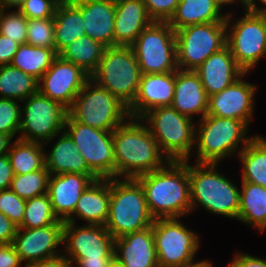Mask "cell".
<instances>
[{"instance_id": "6da1fadb", "label": "cell", "mask_w": 266, "mask_h": 267, "mask_svg": "<svg viewBox=\"0 0 266 267\" xmlns=\"http://www.w3.org/2000/svg\"><path fill=\"white\" fill-rule=\"evenodd\" d=\"M142 186L151 216L184 218L191 214L188 160L169 161L163 168L135 178Z\"/></svg>"}, {"instance_id": "7a4b0ae2", "label": "cell", "mask_w": 266, "mask_h": 267, "mask_svg": "<svg viewBox=\"0 0 266 267\" xmlns=\"http://www.w3.org/2000/svg\"><path fill=\"white\" fill-rule=\"evenodd\" d=\"M112 136L115 178H136L169 162L140 118L128 117L112 131Z\"/></svg>"}, {"instance_id": "3957f363", "label": "cell", "mask_w": 266, "mask_h": 267, "mask_svg": "<svg viewBox=\"0 0 266 267\" xmlns=\"http://www.w3.org/2000/svg\"><path fill=\"white\" fill-rule=\"evenodd\" d=\"M191 213L201 207L206 212L237 220L240 210V187L222 170L220 163H189ZM225 175V176H224Z\"/></svg>"}, {"instance_id": "277c9868", "label": "cell", "mask_w": 266, "mask_h": 267, "mask_svg": "<svg viewBox=\"0 0 266 267\" xmlns=\"http://www.w3.org/2000/svg\"><path fill=\"white\" fill-rule=\"evenodd\" d=\"M249 128L241 120L205 115L196 121L193 161L221 163L226 158L235 159L255 136L247 135Z\"/></svg>"}, {"instance_id": "5b68a950", "label": "cell", "mask_w": 266, "mask_h": 267, "mask_svg": "<svg viewBox=\"0 0 266 267\" xmlns=\"http://www.w3.org/2000/svg\"><path fill=\"white\" fill-rule=\"evenodd\" d=\"M154 220L135 178H110L109 215L104 226L114 239L151 227Z\"/></svg>"}, {"instance_id": "8992f818", "label": "cell", "mask_w": 266, "mask_h": 267, "mask_svg": "<svg viewBox=\"0 0 266 267\" xmlns=\"http://www.w3.org/2000/svg\"><path fill=\"white\" fill-rule=\"evenodd\" d=\"M140 119L169 161L191 160L195 146V119L179 113L172 106L152 109Z\"/></svg>"}, {"instance_id": "52a82bcc", "label": "cell", "mask_w": 266, "mask_h": 267, "mask_svg": "<svg viewBox=\"0 0 266 267\" xmlns=\"http://www.w3.org/2000/svg\"><path fill=\"white\" fill-rule=\"evenodd\" d=\"M229 10L226 16V45L237 65L245 73L252 74L260 60L266 58V15L243 8V16L241 14L238 19L234 17L237 14Z\"/></svg>"}, {"instance_id": "ba28073f", "label": "cell", "mask_w": 266, "mask_h": 267, "mask_svg": "<svg viewBox=\"0 0 266 267\" xmlns=\"http://www.w3.org/2000/svg\"><path fill=\"white\" fill-rule=\"evenodd\" d=\"M141 71L130 46L105 48L91 79L108 90L127 108L133 103L141 79Z\"/></svg>"}, {"instance_id": "9c48e42d", "label": "cell", "mask_w": 266, "mask_h": 267, "mask_svg": "<svg viewBox=\"0 0 266 267\" xmlns=\"http://www.w3.org/2000/svg\"><path fill=\"white\" fill-rule=\"evenodd\" d=\"M68 114L95 129L113 131L128 117L127 107L91 78L75 97Z\"/></svg>"}, {"instance_id": "30bf717a", "label": "cell", "mask_w": 266, "mask_h": 267, "mask_svg": "<svg viewBox=\"0 0 266 267\" xmlns=\"http://www.w3.org/2000/svg\"><path fill=\"white\" fill-rule=\"evenodd\" d=\"M181 218H159L153 223L158 267H182L195 262L201 248L200 235Z\"/></svg>"}, {"instance_id": "8fae6325", "label": "cell", "mask_w": 266, "mask_h": 267, "mask_svg": "<svg viewBox=\"0 0 266 267\" xmlns=\"http://www.w3.org/2000/svg\"><path fill=\"white\" fill-rule=\"evenodd\" d=\"M142 74H159L178 70L175 30L168 22L154 21L130 46Z\"/></svg>"}, {"instance_id": "7c38bea8", "label": "cell", "mask_w": 266, "mask_h": 267, "mask_svg": "<svg viewBox=\"0 0 266 267\" xmlns=\"http://www.w3.org/2000/svg\"><path fill=\"white\" fill-rule=\"evenodd\" d=\"M178 69L195 71L227 44L226 22L185 26L175 31Z\"/></svg>"}, {"instance_id": "4fadbf2b", "label": "cell", "mask_w": 266, "mask_h": 267, "mask_svg": "<svg viewBox=\"0 0 266 267\" xmlns=\"http://www.w3.org/2000/svg\"><path fill=\"white\" fill-rule=\"evenodd\" d=\"M68 109L39 91L21 101L20 131L16 140L44 144L64 131Z\"/></svg>"}, {"instance_id": "5bb4252c", "label": "cell", "mask_w": 266, "mask_h": 267, "mask_svg": "<svg viewBox=\"0 0 266 267\" xmlns=\"http://www.w3.org/2000/svg\"><path fill=\"white\" fill-rule=\"evenodd\" d=\"M64 131L70 136L88 167L99 178H115L112 131L95 129L66 117Z\"/></svg>"}, {"instance_id": "9a60e30c", "label": "cell", "mask_w": 266, "mask_h": 267, "mask_svg": "<svg viewBox=\"0 0 266 267\" xmlns=\"http://www.w3.org/2000/svg\"><path fill=\"white\" fill-rule=\"evenodd\" d=\"M62 246L65 257L114 258L115 239L105 226L64 222Z\"/></svg>"}, {"instance_id": "2e32d148", "label": "cell", "mask_w": 266, "mask_h": 267, "mask_svg": "<svg viewBox=\"0 0 266 267\" xmlns=\"http://www.w3.org/2000/svg\"><path fill=\"white\" fill-rule=\"evenodd\" d=\"M90 78L81 67L58 56L38 80V91L69 109Z\"/></svg>"}, {"instance_id": "e0dca14e", "label": "cell", "mask_w": 266, "mask_h": 267, "mask_svg": "<svg viewBox=\"0 0 266 267\" xmlns=\"http://www.w3.org/2000/svg\"><path fill=\"white\" fill-rule=\"evenodd\" d=\"M63 239L64 222L59 220L54 225L40 228H18L12 244L21 262L26 261V266L62 255Z\"/></svg>"}, {"instance_id": "ac0fdd59", "label": "cell", "mask_w": 266, "mask_h": 267, "mask_svg": "<svg viewBox=\"0 0 266 267\" xmlns=\"http://www.w3.org/2000/svg\"><path fill=\"white\" fill-rule=\"evenodd\" d=\"M247 74L244 73L223 91L209 96L207 115L241 120L250 126L256 109L258 86L244 79Z\"/></svg>"}, {"instance_id": "d6986e66", "label": "cell", "mask_w": 266, "mask_h": 267, "mask_svg": "<svg viewBox=\"0 0 266 267\" xmlns=\"http://www.w3.org/2000/svg\"><path fill=\"white\" fill-rule=\"evenodd\" d=\"M99 177L96 174L62 173L50 175L48 180V195L56 217L68 222L81 193L88 185Z\"/></svg>"}, {"instance_id": "ffe728a7", "label": "cell", "mask_w": 266, "mask_h": 267, "mask_svg": "<svg viewBox=\"0 0 266 267\" xmlns=\"http://www.w3.org/2000/svg\"><path fill=\"white\" fill-rule=\"evenodd\" d=\"M175 91V72L142 74L138 92L127 108L129 117L141 118L158 107L171 106Z\"/></svg>"}, {"instance_id": "44dd1931", "label": "cell", "mask_w": 266, "mask_h": 267, "mask_svg": "<svg viewBox=\"0 0 266 267\" xmlns=\"http://www.w3.org/2000/svg\"><path fill=\"white\" fill-rule=\"evenodd\" d=\"M83 16L88 37L114 47L115 0H70Z\"/></svg>"}, {"instance_id": "7402d4cb", "label": "cell", "mask_w": 266, "mask_h": 267, "mask_svg": "<svg viewBox=\"0 0 266 267\" xmlns=\"http://www.w3.org/2000/svg\"><path fill=\"white\" fill-rule=\"evenodd\" d=\"M114 257L123 267H158L153 225L115 238Z\"/></svg>"}, {"instance_id": "603a6c76", "label": "cell", "mask_w": 266, "mask_h": 267, "mask_svg": "<svg viewBox=\"0 0 266 267\" xmlns=\"http://www.w3.org/2000/svg\"><path fill=\"white\" fill-rule=\"evenodd\" d=\"M195 72L208 96L223 91L245 73L237 65L227 45L213 53Z\"/></svg>"}, {"instance_id": "cb8c5ba5", "label": "cell", "mask_w": 266, "mask_h": 267, "mask_svg": "<svg viewBox=\"0 0 266 267\" xmlns=\"http://www.w3.org/2000/svg\"><path fill=\"white\" fill-rule=\"evenodd\" d=\"M209 96L195 71H175V91L172 107L190 118L198 120L207 115Z\"/></svg>"}, {"instance_id": "d4e9b609", "label": "cell", "mask_w": 266, "mask_h": 267, "mask_svg": "<svg viewBox=\"0 0 266 267\" xmlns=\"http://www.w3.org/2000/svg\"><path fill=\"white\" fill-rule=\"evenodd\" d=\"M153 22L143 0H115L114 47L131 46Z\"/></svg>"}, {"instance_id": "484cf974", "label": "cell", "mask_w": 266, "mask_h": 267, "mask_svg": "<svg viewBox=\"0 0 266 267\" xmlns=\"http://www.w3.org/2000/svg\"><path fill=\"white\" fill-rule=\"evenodd\" d=\"M109 206L110 178H98L81 193L73 217L68 222L77 223L78 219H82L88 225L104 226L108 219Z\"/></svg>"}, {"instance_id": "4316f807", "label": "cell", "mask_w": 266, "mask_h": 267, "mask_svg": "<svg viewBox=\"0 0 266 267\" xmlns=\"http://www.w3.org/2000/svg\"><path fill=\"white\" fill-rule=\"evenodd\" d=\"M55 139L58 140L53 144L52 141L54 142ZM51 143L53 146L49 149L50 151L45 150V167L50 175L62 173L95 174L88 167L84 157L65 131L60 132V135L57 134L43 145L47 147Z\"/></svg>"}, {"instance_id": "83f0119b", "label": "cell", "mask_w": 266, "mask_h": 267, "mask_svg": "<svg viewBox=\"0 0 266 267\" xmlns=\"http://www.w3.org/2000/svg\"><path fill=\"white\" fill-rule=\"evenodd\" d=\"M223 8L218 0H180L168 23L176 31L189 25L226 22Z\"/></svg>"}, {"instance_id": "f1b7e54d", "label": "cell", "mask_w": 266, "mask_h": 267, "mask_svg": "<svg viewBox=\"0 0 266 267\" xmlns=\"http://www.w3.org/2000/svg\"><path fill=\"white\" fill-rule=\"evenodd\" d=\"M240 210L237 221L258 232L266 231V188L251 182H240Z\"/></svg>"}, {"instance_id": "f546056e", "label": "cell", "mask_w": 266, "mask_h": 267, "mask_svg": "<svg viewBox=\"0 0 266 267\" xmlns=\"http://www.w3.org/2000/svg\"><path fill=\"white\" fill-rule=\"evenodd\" d=\"M54 44L59 53L73 41L86 35L81 11L70 1L61 0L54 14Z\"/></svg>"}, {"instance_id": "4dcf8cb0", "label": "cell", "mask_w": 266, "mask_h": 267, "mask_svg": "<svg viewBox=\"0 0 266 267\" xmlns=\"http://www.w3.org/2000/svg\"><path fill=\"white\" fill-rule=\"evenodd\" d=\"M236 158L242 167L240 181L266 188V136L255 134Z\"/></svg>"}, {"instance_id": "1f68e13d", "label": "cell", "mask_w": 266, "mask_h": 267, "mask_svg": "<svg viewBox=\"0 0 266 267\" xmlns=\"http://www.w3.org/2000/svg\"><path fill=\"white\" fill-rule=\"evenodd\" d=\"M105 48L100 42L84 35L64 47L58 56L81 67L91 76L97 70Z\"/></svg>"}, {"instance_id": "d6a6232c", "label": "cell", "mask_w": 266, "mask_h": 267, "mask_svg": "<svg viewBox=\"0 0 266 267\" xmlns=\"http://www.w3.org/2000/svg\"><path fill=\"white\" fill-rule=\"evenodd\" d=\"M38 92V80L11 64L0 66V98L24 101Z\"/></svg>"}, {"instance_id": "836d02e7", "label": "cell", "mask_w": 266, "mask_h": 267, "mask_svg": "<svg viewBox=\"0 0 266 267\" xmlns=\"http://www.w3.org/2000/svg\"><path fill=\"white\" fill-rule=\"evenodd\" d=\"M44 148L42 143L14 139L7 154L14 175L42 169L45 166Z\"/></svg>"}, {"instance_id": "e575fe53", "label": "cell", "mask_w": 266, "mask_h": 267, "mask_svg": "<svg viewBox=\"0 0 266 267\" xmlns=\"http://www.w3.org/2000/svg\"><path fill=\"white\" fill-rule=\"evenodd\" d=\"M57 57L58 53L55 49L25 43L19 45L11 65L39 80Z\"/></svg>"}, {"instance_id": "d590c367", "label": "cell", "mask_w": 266, "mask_h": 267, "mask_svg": "<svg viewBox=\"0 0 266 267\" xmlns=\"http://www.w3.org/2000/svg\"><path fill=\"white\" fill-rule=\"evenodd\" d=\"M59 219L53 212L48 193L26 200L22 223L18 228H40L54 225Z\"/></svg>"}, {"instance_id": "8d00e7d4", "label": "cell", "mask_w": 266, "mask_h": 267, "mask_svg": "<svg viewBox=\"0 0 266 267\" xmlns=\"http://www.w3.org/2000/svg\"><path fill=\"white\" fill-rule=\"evenodd\" d=\"M50 173L42 169L26 174L14 175L10 189L24 200L48 193Z\"/></svg>"}, {"instance_id": "74e56055", "label": "cell", "mask_w": 266, "mask_h": 267, "mask_svg": "<svg viewBox=\"0 0 266 267\" xmlns=\"http://www.w3.org/2000/svg\"><path fill=\"white\" fill-rule=\"evenodd\" d=\"M28 19L18 10L0 9V34L15 41L25 44L27 38Z\"/></svg>"}, {"instance_id": "f35d334b", "label": "cell", "mask_w": 266, "mask_h": 267, "mask_svg": "<svg viewBox=\"0 0 266 267\" xmlns=\"http://www.w3.org/2000/svg\"><path fill=\"white\" fill-rule=\"evenodd\" d=\"M54 19L28 20L26 43L31 46L55 49Z\"/></svg>"}, {"instance_id": "ab89813d", "label": "cell", "mask_w": 266, "mask_h": 267, "mask_svg": "<svg viewBox=\"0 0 266 267\" xmlns=\"http://www.w3.org/2000/svg\"><path fill=\"white\" fill-rule=\"evenodd\" d=\"M21 120V102L9 98H0V133L12 139L19 135Z\"/></svg>"}, {"instance_id": "60d3db41", "label": "cell", "mask_w": 266, "mask_h": 267, "mask_svg": "<svg viewBox=\"0 0 266 267\" xmlns=\"http://www.w3.org/2000/svg\"><path fill=\"white\" fill-rule=\"evenodd\" d=\"M25 205L26 200L11 189L0 191V212L17 226L22 223Z\"/></svg>"}, {"instance_id": "b9f144b4", "label": "cell", "mask_w": 266, "mask_h": 267, "mask_svg": "<svg viewBox=\"0 0 266 267\" xmlns=\"http://www.w3.org/2000/svg\"><path fill=\"white\" fill-rule=\"evenodd\" d=\"M61 0H26L19 12L28 20L54 18L55 10Z\"/></svg>"}, {"instance_id": "7bdbcfd3", "label": "cell", "mask_w": 266, "mask_h": 267, "mask_svg": "<svg viewBox=\"0 0 266 267\" xmlns=\"http://www.w3.org/2000/svg\"><path fill=\"white\" fill-rule=\"evenodd\" d=\"M180 0H143L153 21L168 22L174 15Z\"/></svg>"}, {"instance_id": "ee69618b", "label": "cell", "mask_w": 266, "mask_h": 267, "mask_svg": "<svg viewBox=\"0 0 266 267\" xmlns=\"http://www.w3.org/2000/svg\"><path fill=\"white\" fill-rule=\"evenodd\" d=\"M227 267H266V260L249 253L236 252Z\"/></svg>"}, {"instance_id": "f6af8a7d", "label": "cell", "mask_w": 266, "mask_h": 267, "mask_svg": "<svg viewBox=\"0 0 266 267\" xmlns=\"http://www.w3.org/2000/svg\"><path fill=\"white\" fill-rule=\"evenodd\" d=\"M14 245L0 243V267H22ZM25 267V266H23Z\"/></svg>"}, {"instance_id": "bcb514c9", "label": "cell", "mask_w": 266, "mask_h": 267, "mask_svg": "<svg viewBox=\"0 0 266 267\" xmlns=\"http://www.w3.org/2000/svg\"><path fill=\"white\" fill-rule=\"evenodd\" d=\"M19 45L15 41L0 34V66L11 64Z\"/></svg>"}, {"instance_id": "7dc6e473", "label": "cell", "mask_w": 266, "mask_h": 267, "mask_svg": "<svg viewBox=\"0 0 266 267\" xmlns=\"http://www.w3.org/2000/svg\"><path fill=\"white\" fill-rule=\"evenodd\" d=\"M18 226L0 212V243H13Z\"/></svg>"}, {"instance_id": "c3c4849f", "label": "cell", "mask_w": 266, "mask_h": 267, "mask_svg": "<svg viewBox=\"0 0 266 267\" xmlns=\"http://www.w3.org/2000/svg\"><path fill=\"white\" fill-rule=\"evenodd\" d=\"M14 177L8 155L0 156V191L10 189Z\"/></svg>"}, {"instance_id": "681fc988", "label": "cell", "mask_w": 266, "mask_h": 267, "mask_svg": "<svg viewBox=\"0 0 266 267\" xmlns=\"http://www.w3.org/2000/svg\"><path fill=\"white\" fill-rule=\"evenodd\" d=\"M77 267H107L113 258L67 257Z\"/></svg>"}, {"instance_id": "f907efd6", "label": "cell", "mask_w": 266, "mask_h": 267, "mask_svg": "<svg viewBox=\"0 0 266 267\" xmlns=\"http://www.w3.org/2000/svg\"><path fill=\"white\" fill-rule=\"evenodd\" d=\"M25 267H74L73 263L63 254L52 259L33 262Z\"/></svg>"}, {"instance_id": "816d5d0a", "label": "cell", "mask_w": 266, "mask_h": 267, "mask_svg": "<svg viewBox=\"0 0 266 267\" xmlns=\"http://www.w3.org/2000/svg\"><path fill=\"white\" fill-rule=\"evenodd\" d=\"M245 8L250 12L266 15V0H246Z\"/></svg>"}, {"instance_id": "f5cc1de1", "label": "cell", "mask_w": 266, "mask_h": 267, "mask_svg": "<svg viewBox=\"0 0 266 267\" xmlns=\"http://www.w3.org/2000/svg\"><path fill=\"white\" fill-rule=\"evenodd\" d=\"M14 140L4 133H0V156L7 155Z\"/></svg>"}, {"instance_id": "db71d44e", "label": "cell", "mask_w": 266, "mask_h": 267, "mask_svg": "<svg viewBox=\"0 0 266 267\" xmlns=\"http://www.w3.org/2000/svg\"><path fill=\"white\" fill-rule=\"evenodd\" d=\"M25 1L26 0H0V9L10 10L15 8V10H19Z\"/></svg>"}, {"instance_id": "11a10c76", "label": "cell", "mask_w": 266, "mask_h": 267, "mask_svg": "<svg viewBox=\"0 0 266 267\" xmlns=\"http://www.w3.org/2000/svg\"><path fill=\"white\" fill-rule=\"evenodd\" d=\"M214 263L211 261V260H204L202 259L201 261L197 260L191 264H188V265H185V266H182V267H214L213 265Z\"/></svg>"}, {"instance_id": "9f6ffc18", "label": "cell", "mask_w": 266, "mask_h": 267, "mask_svg": "<svg viewBox=\"0 0 266 267\" xmlns=\"http://www.w3.org/2000/svg\"><path fill=\"white\" fill-rule=\"evenodd\" d=\"M224 7L228 6H233L234 4H236L238 2V4L236 5H241L242 9L245 8L246 5V0H218ZM240 3V4H239Z\"/></svg>"}, {"instance_id": "6f0895ef", "label": "cell", "mask_w": 266, "mask_h": 267, "mask_svg": "<svg viewBox=\"0 0 266 267\" xmlns=\"http://www.w3.org/2000/svg\"><path fill=\"white\" fill-rule=\"evenodd\" d=\"M107 267H123L122 264L114 257Z\"/></svg>"}]
</instances>
